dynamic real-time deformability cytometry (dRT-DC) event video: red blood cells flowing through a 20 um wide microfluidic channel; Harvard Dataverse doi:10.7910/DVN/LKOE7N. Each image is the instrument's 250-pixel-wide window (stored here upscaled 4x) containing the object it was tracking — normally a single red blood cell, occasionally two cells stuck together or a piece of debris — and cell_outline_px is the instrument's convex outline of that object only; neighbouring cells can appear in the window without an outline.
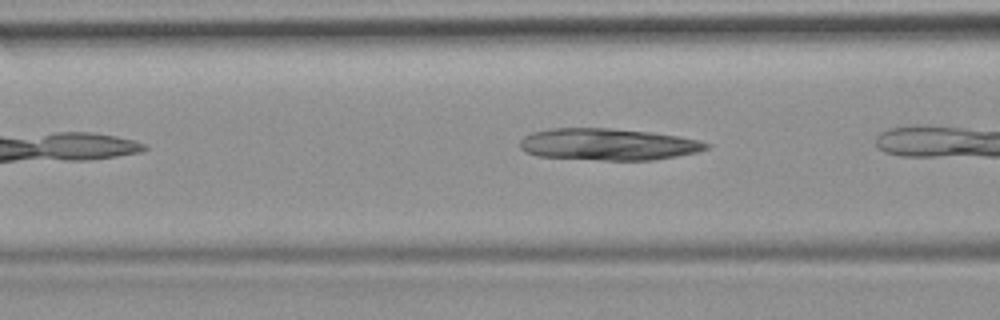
{"species": "common noctule bat (a hibernating species)", "species_latin": "Nyctalus noctula", "temperature_condition": "room temperature", "stored_images_in_passage": 5, "camera_frame_rate_fps": 3000, "um_per_image_px": 0.085, "animal": {"sex": "female", "body_mass_g": 19.9}, "frame": {"image": 1, "passage_image": 4, "time_ms": 1.0, "image_size_px": [1000, 320], "cell_outline_px": [[712, 144], [708, 148], [696, 152], [676, 156], [652, 160], [604, 160], [540, 156], [528, 152], [520, 148], [520, 140], [524, 136], [532, 132], [552, 128], [608, 128], [652, 132], [676, 136], [696, 140]], "centroid_in_image_um": [51.68, 12.26], "position_along_channel_um": 114.9, "area_um2": 34.22}}